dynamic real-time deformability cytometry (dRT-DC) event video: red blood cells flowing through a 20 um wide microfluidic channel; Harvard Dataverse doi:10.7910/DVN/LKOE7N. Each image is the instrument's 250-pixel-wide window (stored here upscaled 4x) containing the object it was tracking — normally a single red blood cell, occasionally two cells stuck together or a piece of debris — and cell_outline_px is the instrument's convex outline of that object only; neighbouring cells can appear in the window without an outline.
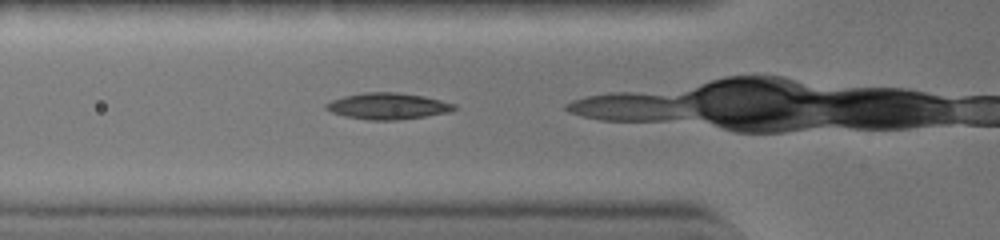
{"species": "common noctule bat (a hibernating species)", "species_latin": "Nyctalus noctula", "temperature_condition": "warm", "stored_images_in_passage": 26, "camera_frame_rate_fps": 3000, "um_per_image_px": 0.085, "animal": {"sex": "female", "body_mass_g": 19.0, "forearm_length_mm": 51.5}, "frame": {"image": 1, "passage_image": 11, "time_ms": 3.333, "image_size_px": [1000, 240], "cell_outline_px": [[456, 108], [448, 112], [424, 116], [396, 120], [368, 120], [344, 116], [332, 112], [324, 108], [324, 104], [332, 100], [344, 96], [364, 92], [396, 92], [424, 96], [456, 104]], "centroid_in_image_um": [32.93, 9.01], "position_along_channel_um": 92.9, "area_um2": 19.59}}
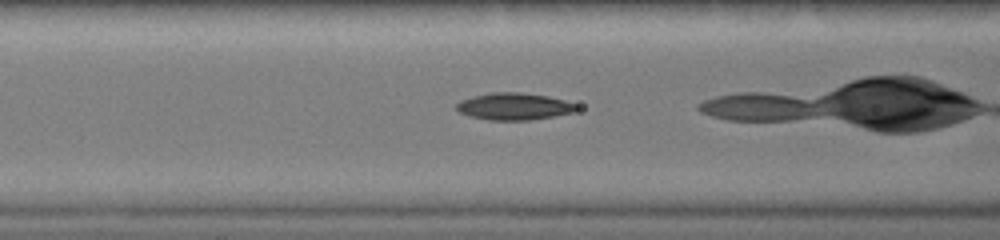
{"frame": {"image": 2, "passage_image": 13, "time_ms": 4.0, "image_size_px": [1000, 240], "cell_outline_px": [[580, 108], [572, 112], [552, 116], [528, 120], [488, 120], [472, 116], [460, 112], [456, 108], [456, 104], [472, 96], [492, 92], [520, 92], [548, 96], [564, 100], [576, 104]], "centroid_in_image_um": [43.71, 9.04], "position_along_channel_um": 122.9, "area_um2": 18.67}}
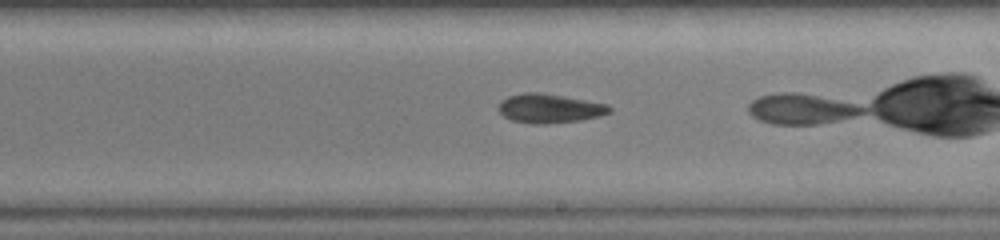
{"frame": {"image": 3, "passage_image": 21, "time_ms": 6.667, "image_size_px": [1000, 240], "cell_outline_px": [[612, 112], [580, 120], [544, 124], [532, 124], [512, 120], [504, 116], [500, 112], [500, 100], [508, 96], [524, 92], [544, 92], [608, 104], [612, 108]], "centroid_in_image_um": [46.71, 9.2], "position_along_channel_um": 242.3, "area_um2": 18.84}}